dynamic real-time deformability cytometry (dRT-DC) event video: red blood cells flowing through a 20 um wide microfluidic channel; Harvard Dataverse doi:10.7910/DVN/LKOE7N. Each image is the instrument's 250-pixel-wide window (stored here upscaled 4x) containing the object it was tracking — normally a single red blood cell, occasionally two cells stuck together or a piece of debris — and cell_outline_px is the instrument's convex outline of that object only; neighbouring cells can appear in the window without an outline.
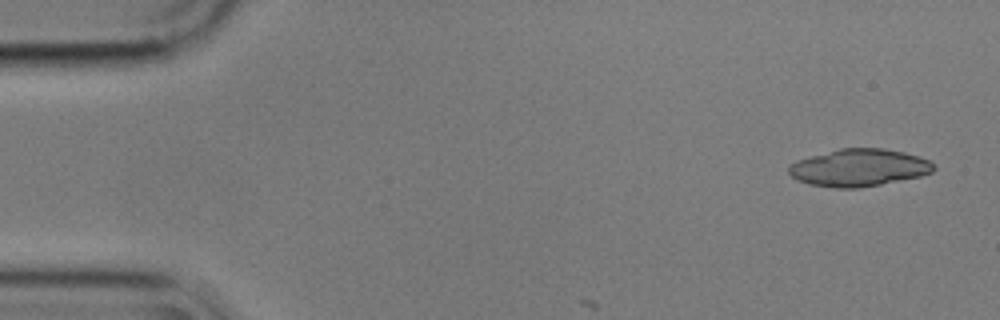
{"species": "common noctule bat (a hibernating species)", "species_latin": "Nyctalus noctula", "temperature_condition": "cold", "stored_images_in_passage": 7, "camera_frame_rate_fps": 3000, "um_per_image_px": 0.085, "animal": {"sex": "male", "body_mass_g": 17.9}, "frame": {"image": 1, "passage_image": 1, "time_ms": 0.0, "image_size_px": [1000, 320], "cell_outline_px": [[936, 168], [932, 172], [920, 176], [860, 188], [832, 188], [808, 184], [796, 180], [788, 172], [788, 168], [796, 160], [840, 148], [884, 148], [904, 152], [920, 156], [928, 160]], "centroid_in_image_um": [73.0, 14.25], "position_along_channel_um": 12.0, "area_um2": 31.56}}